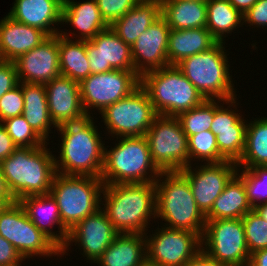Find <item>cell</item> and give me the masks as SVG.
Returning a JSON list of instances; mask_svg holds the SVG:
<instances>
[{"instance_id":"6da1fadb","label":"cell","mask_w":267,"mask_h":266,"mask_svg":"<svg viewBox=\"0 0 267 266\" xmlns=\"http://www.w3.org/2000/svg\"><path fill=\"white\" fill-rule=\"evenodd\" d=\"M91 118L57 127L62 143L54 159L56 173L101 178L105 143Z\"/></svg>"},{"instance_id":"7a4b0ae2","label":"cell","mask_w":267,"mask_h":266,"mask_svg":"<svg viewBox=\"0 0 267 266\" xmlns=\"http://www.w3.org/2000/svg\"><path fill=\"white\" fill-rule=\"evenodd\" d=\"M102 194V210L120 234H146L156 217L155 183L104 185Z\"/></svg>"},{"instance_id":"3957f363","label":"cell","mask_w":267,"mask_h":266,"mask_svg":"<svg viewBox=\"0 0 267 266\" xmlns=\"http://www.w3.org/2000/svg\"><path fill=\"white\" fill-rule=\"evenodd\" d=\"M46 142L40 147H17L0 161L1 173L16 201L31 196L50 193L56 174L55 157Z\"/></svg>"},{"instance_id":"277c9868","label":"cell","mask_w":267,"mask_h":266,"mask_svg":"<svg viewBox=\"0 0 267 266\" xmlns=\"http://www.w3.org/2000/svg\"><path fill=\"white\" fill-rule=\"evenodd\" d=\"M154 183L156 218L163 219L165 227L188 230L202 238L206 218L197 207L187 178L180 171H161Z\"/></svg>"},{"instance_id":"5b68a950","label":"cell","mask_w":267,"mask_h":266,"mask_svg":"<svg viewBox=\"0 0 267 266\" xmlns=\"http://www.w3.org/2000/svg\"><path fill=\"white\" fill-rule=\"evenodd\" d=\"M223 45L225 41L217 42L210 49L187 57L176 66L206 100L218 99L216 102L222 101L229 108H236L237 94L233 88L230 65Z\"/></svg>"},{"instance_id":"8992f818","label":"cell","mask_w":267,"mask_h":266,"mask_svg":"<svg viewBox=\"0 0 267 266\" xmlns=\"http://www.w3.org/2000/svg\"><path fill=\"white\" fill-rule=\"evenodd\" d=\"M120 138L114 148L104 147L103 184L154 183L161 171L152 162L146 137Z\"/></svg>"},{"instance_id":"52a82bcc","label":"cell","mask_w":267,"mask_h":266,"mask_svg":"<svg viewBox=\"0 0 267 266\" xmlns=\"http://www.w3.org/2000/svg\"><path fill=\"white\" fill-rule=\"evenodd\" d=\"M140 86L159 115L177 117L206 100L176 65L144 73Z\"/></svg>"},{"instance_id":"ba28073f","label":"cell","mask_w":267,"mask_h":266,"mask_svg":"<svg viewBox=\"0 0 267 266\" xmlns=\"http://www.w3.org/2000/svg\"><path fill=\"white\" fill-rule=\"evenodd\" d=\"M104 184L92 176L56 173L50 194L55 198L62 224L70 231L78 222L101 207Z\"/></svg>"},{"instance_id":"9c48e42d","label":"cell","mask_w":267,"mask_h":266,"mask_svg":"<svg viewBox=\"0 0 267 266\" xmlns=\"http://www.w3.org/2000/svg\"><path fill=\"white\" fill-rule=\"evenodd\" d=\"M145 137L152 162L160 171H181L192 165L188 137L176 117L158 114Z\"/></svg>"},{"instance_id":"30bf717a","label":"cell","mask_w":267,"mask_h":266,"mask_svg":"<svg viewBox=\"0 0 267 266\" xmlns=\"http://www.w3.org/2000/svg\"><path fill=\"white\" fill-rule=\"evenodd\" d=\"M100 114L107 131L119 139L145 136L158 115L147 92L141 86L129 96L106 107Z\"/></svg>"},{"instance_id":"8fae6325","label":"cell","mask_w":267,"mask_h":266,"mask_svg":"<svg viewBox=\"0 0 267 266\" xmlns=\"http://www.w3.org/2000/svg\"><path fill=\"white\" fill-rule=\"evenodd\" d=\"M0 236L12 243L23 259L61 255V250L28 218L19 201L0 213Z\"/></svg>"},{"instance_id":"7c38bea8","label":"cell","mask_w":267,"mask_h":266,"mask_svg":"<svg viewBox=\"0 0 267 266\" xmlns=\"http://www.w3.org/2000/svg\"><path fill=\"white\" fill-rule=\"evenodd\" d=\"M201 244L205 254L221 263L229 266L249 264L250 252L242 219L206 220Z\"/></svg>"},{"instance_id":"4fadbf2b","label":"cell","mask_w":267,"mask_h":266,"mask_svg":"<svg viewBox=\"0 0 267 266\" xmlns=\"http://www.w3.org/2000/svg\"><path fill=\"white\" fill-rule=\"evenodd\" d=\"M140 86V76L135 71L114 69L90 74L79 82L81 103L87 116L89 108L101 113L106 107L129 96Z\"/></svg>"},{"instance_id":"5bb4252c","label":"cell","mask_w":267,"mask_h":266,"mask_svg":"<svg viewBox=\"0 0 267 266\" xmlns=\"http://www.w3.org/2000/svg\"><path fill=\"white\" fill-rule=\"evenodd\" d=\"M146 238V258L160 266H184L201 250V237L188 230L161 227ZM149 237V238H148Z\"/></svg>"},{"instance_id":"9a60e30c","label":"cell","mask_w":267,"mask_h":266,"mask_svg":"<svg viewBox=\"0 0 267 266\" xmlns=\"http://www.w3.org/2000/svg\"><path fill=\"white\" fill-rule=\"evenodd\" d=\"M183 168L180 172L187 178L197 207L206 216L226 184L237 173L236 162L205 163L199 168Z\"/></svg>"},{"instance_id":"2e32d148","label":"cell","mask_w":267,"mask_h":266,"mask_svg":"<svg viewBox=\"0 0 267 266\" xmlns=\"http://www.w3.org/2000/svg\"><path fill=\"white\" fill-rule=\"evenodd\" d=\"M120 233L108 220L106 213L100 208L97 212L87 216L78 222L68 234L65 247L61 250V255L69 251L68 247L75 242L79 249H83V256L92 263L103 254L114 239Z\"/></svg>"},{"instance_id":"e0dca14e","label":"cell","mask_w":267,"mask_h":266,"mask_svg":"<svg viewBox=\"0 0 267 266\" xmlns=\"http://www.w3.org/2000/svg\"><path fill=\"white\" fill-rule=\"evenodd\" d=\"M90 74L114 69L134 71L131 46L126 44L109 26L86 41Z\"/></svg>"},{"instance_id":"ac0fdd59","label":"cell","mask_w":267,"mask_h":266,"mask_svg":"<svg viewBox=\"0 0 267 266\" xmlns=\"http://www.w3.org/2000/svg\"><path fill=\"white\" fill-rule=\"evenodd\" d=\"M13 62L19 82L45 85L61 75L58 35L49 36L40 45Z\"/></svg>"},{"instance_id":"d6986e66","label":"cell","mask_w":267,"mask_h":266,"mask_svg":"<svg viewBox=\"0 0 267 266\" xmlns=\"http://www.w3.org/2000/svg\"><path fill=\"white\" fill-rule=\"evenodd\" d=\"M170 30L166 20L160 16L131 45L134 71L140 77L148 71L169 65L167 49Z\"/></svg>"},{"instance_id":"ffe728a7","label":"cell","mask_w":267,"mask_h":266,"mask_svg":"<svg viewBox=\"0 0 267 266\" xmlns=\"http://www.w3.org/2000/svg\"><path fill=\"white\" fill-rule=\"evenodd\" d=\"M45 88L49 115L56 128L87 117L81 103L79 82L59 75L47 82Z\"/></svg>"},{"instance_id":"44dd1931","label":"cell","mask_w":267,"mask_h":266,"mask_svg":"<svg viewBox=\"0 0 267 266\" xmlns=\"http://www.w3.org/2000/svg\"><path fill=\"white\" fill-rule=\"evenodd\" d=\"M214 100V119L210 131L216 135L219 153L228 161L238 162L245 149L246 120L240 113L224 108ZM240 114V115H239Z\"/></svg>"},{"instance_id":"7402d4cb","label":"cell","mask_w":267,"mask_h":266,"mask_svg":"<svg viewBox=\"0 0 267 266\" xmlns=\"http://www.w3.org/2000/svg\"><path fill=\"white\" fill-rule=\"evenodd\" d=\"M19 202L32 223L62 250L66 245L69 230L61 222L55 198L50 193H47L27 196L20 199ZM56 224L59 225L58 234L51 229Z\"/></svg>"},{"instance_id":"603a6c76","label":"cell","mask_w":267,"mask_h":266,"mask_svg":"<svg viewBox=\"0 0 267 266\" xmlns=\"http://www.w3.org/2000/svg\"><path fill=\"white\" fill-rule=\"evenodd\" d=\"M63 3L64 0H15L8 16L17 22L40 29L48 36L58 35L60 31L54 24L62 23Z\"/></svg>"},{"instance_id":"cb8c5ba5","label":"cell","mask_w":267,"mask_h":266,"mask_svg":"<svg viewBox=\"0 0 267 266\" xmlns=\"http://www.w3.org/2000/svg\"><path fill=\"white\" fill-rule=\"evenodd\" d=\"M48 37L44 31L17 22L6 15L0 20V60L15 61Z\"/></svg>"},{"instance_id":"d4e9b609","label":"cell","mask_w":267,"mask_h":266,"mask_svg":"<svg viewBox=\"0 0 267 266\" xmlns=\"http://www.w3.org/2000/svg\"><path fill=\"white\" fill-rule=\"evenodd\" d=\"M161 16L160 0H140L123 17L115 20L111 29L130 46Z\"/></svg>"},{"instance_id":"484cf974","label":"cell","mask_w":267,"mask_h":266,"mask_svg":"<svg viewBox=\"0 0 267 266\" xmlns=\"http://www.w3.org/2000/svg\"><path fill=\"white\" fill-rule=\"evenodd\" d=\"M63 23H69L72 27L79 30V40L83 41L91 40L99 32L109 27L101 16L96 0H87L83 3H78L74 0H64L62 7Z\"/></svg>"},{"instance_id":"4316f807","label":"cell","mask_w":267,"mask_h":266,"mask_svg":"<svg viewBox=\"0 0 267 266\" xmlns=\"http://www.w3.org/2000/svg\"><path fill=\"white\" fill-rule=\"evenodd\" d=\"M218 41L206 27L171 29L168 41V64L177 65L183 59L213 47Z\"/></svg>"},{"instance_id":"83f0119b","label":"cell","mask_w":267,"mask_h":266,"mask_svg":"<svg viewBox=\"0 0 267 266\" xmlns=\"http://www.w3.org/2000/svg\"><path fill=\"white\" fill-rule=\"evenodd\" d=\"M146 258L145 234H119L95 261L99 266H138Z\"/></svg>"},{"instance_id":"f1b7e54d","label":"cell","mask_w":267,"mask_h":266,"mask_svg":"<svg viewBox=\"0 0 267 266\" xmlns=\"http://www.w3.org/2000/svg\"><path fill=\"white\" fill-rule=\"evenodd\" d=\"M252 209L243 179L236 173L214 201L205 218L206 220L242 219Z\"/></svg>"},{"instance_id":"f546056e","label":"cell","mask_w":267,"mask_h":266,"mask_svg":"<svg viewBox=\"0 0 267 266\" xmlns=\"http://www.w3.org/2000/svg\"><path fill=\"white\" fill-rule=\"evenodd\" d=\"M24 109L22 115L31 128L45 141L54 124L48 111L46 88L44 84L22 82Z\"/></svg>"},{"instance_id":"4dcf8cb0","label":"cell","mask_w":267,"mask_h":266,"mask_svg":"<svg viewBox=\"0 0 267 266\" xmlns=\"http://www.w3.org/2000/svg\"><path fill=\"white\" fill-rule=\"evenodd\" d=\"M161 16L170 29L185 30L206 27L207 3L185 0H160Z\"/></svg>"},{"instance_id":"1f68e13d","label":"cell","mask_w":267,"mask_h":266,"mask_svg":"<svg viewBox=\"0 0 267 266\" xmlns=\"http://www.w3.org/2000/svg\"><path fill=\"white\" fill-rule=\"evenodd\" d=\"M58 34L60 73L72 80L80 82L90 75L86 41L69 38L67 32ZM64 34H63V33Z\"/></svg>"},{"instance_id":"d6a6232c","label":"cell","mask_w":267,"mask_h":266,"mask_svg":"<svg viewBox=\"0 0 267 266\" xmlns=\"http://www.w3.org/2000/svg\"><path fill=\"white\" fill-rule=\"evenodd\" d=\"M243 21V14L228 0H209L207 2L206 28L218 42H223L226 34L232 33L233 30L244 25Z\"/></svg>"},{"instance_id":"836d02e7","label":"cell","mask_w":267,"mask_h":266,"mask_svg":"<svg viewBox=\"0 0 267 266\" xmlns=\"http://www.w3.org/2000/svg\"><path fill=\"white\" fill-rule=\"evenodd\" d=\"M240 169L267 166V117L250 121L246 127L245 149L236 163Z\"/></svg>"},{"instance_id":"e575fe53","label":"cell","mask_w":267,"mask_h":266,"mask_svg":"<svg viewBox=\"0 0 267 266\" xmlns=\"http://www.w3.org/2000/svg\"><path fill=\"white\" fill-rule=\"evenodd\" d=\"M176 118L187 137L210 130L214 119V100H205L201 105L179 114Z\"/></svg>"},{"instance_id":"d590c367","label":"cell","mask_w":267,"mask_h":266,"mask_svg":"<svg viewBox=\"0 0 267 266\" xmlns=\"http://www.w3.org/2000/svg\"><path fill=\"white\" fill-rule=\"evenodd\" d=\"M238 172H240L239 169H237V174L243 179L247 199L252 208L267 203V166L242 168V173Z\"/></svg>"},{"instance_id":"8d00e7d4","label":"cell","mask_w":267,"mask_h":266,"mask_svg":"<svg viewBox=\"0 0 267 266\" xmlns=\"http://www.w3.org/2000/svg\"><path fill=\"white\" fill-rule=\"evenodd\" d=\"M188 152L190 162L193 158L194 160L197 158L199 161L206 160V163H220L226 160L219 153L216 135L210 130L188 137Z\"/></svg>"},{"instance_id":"74e56055","label":"cell","mask_w":267,"mask_h":266,"mask_svg":"<svg viewBox=\"0 0 267 266\" xmlns=\"http://www.w3.org/2000/svg\"><path fill=\"white\" fill-rule=\"evenodd\" d=\"M17 147H40L46 142L31 128L24 116L18 115L1 123Z\"/></svg>"},{"instance_id":"f35d334b","label":"cell","mask_w":267,"mask_h":266,"mask_svg":"<svg viewBox=\"0 0 267 266\" xmlns=\"http://www.w3.org/2000/svg\"><path fill=\"white\" fill-rule=\"evenodd\" d=\"M242 223L250 254L267 248V222L252 209L243 218Z\"/></svg>"},{"instance_id":"ab89813d","label":"cell","mask_w":267,"mask_h":266,"mask_svg":"<svg viewBox=\"0 0 267 266\" xmlns=\"http://www.w3.org/2000/svg\"><path fill=\"white\" fill-rule=\"evenodd\" d=\"M24 109V97L22 91V82H19L10 91L6 92L0 98V123L3 121L21 115Z\"/></svg>"},{"instance_id":"60d3db41","label":"cell","mask_w":267,"mask_h":266,"mask_svg":"<svg viewBox=\"0 0 267 266\" xmlns=\"http://www.w3.org/2000/svg\"><path fill=\"white\" fill-rule=\"evenodd\" d=\"M140 0H96L102 18L110 26L123 17Z\"/></svg>"},{"instance_id":"b9f144b4","label":"cell","mask_w":267,"mask_h":266,"mask_svg":"<svg viewBox=\"0 0 267 266\" xmlns=\"http://www.w3.org/2000/svg\"><path fill=\"white\" fill-rule=\"evenodd\" d=\"M19 84L13 61L0 60V98Z\"/></svg>"},{"instance_id":"7bdbcfd3","label":"cell","mask_w":267,"mask_h":266,"mask_svg":"<svg viewBox=\"0 0 267 266\" xmlns=\"http://www.w3.org/2000/svg\"><path fill=\"white\" fill-rule=\"evenodd\" d=\"M243 16L244 24H249L250 27L267 26V0H258Z\"/></svg>"},{"instance_id":"ee69618b","label":"cell","mask_w":267,"mask_h":266,"mask_svg":"<svg viewBox=\"0 0 267 266\" xmlns=\"http://www.w3.org/2000/svg\"><path fill=\"white\" fill-rule=\"evenodd\" d=\"M23 260L12 243L0 236V266H20Z\"/></svg>"},{"instance_id":"f6af8a7d","label":"cell","mask_w":267,"mask_h":266,"mask_svg":"<svg viewBox=\"0 0 267 266\" xmlns=\"http://www.w3.org/2000/svg\"><path fill=\"white\" fill-rule=\"evenodd\" d=\"M16 148L17 146L13 143L7 130L0 123V161L7 158Z\"/></svg>"},{"instance_id":"bcb514c9","label":"cell","mask_w":267,"mask_h":266,"mask_svg":"<svg viewBox=\"0 0 267 266\" xmlns=\"http://www.w3.org/2000/svg\"><path fill=\"white\" fill-rule=\"evenodd\" d=\"M184 266H229L217 260L210 258L202 250L192 259H190Z\"/></svg>"},{"instance_id":"7dc6e473","label":"cell","mask_w":267,"mask_h":266,"mask_svg":"<svg viewBox=\"0 0 267 266\" xmlns=\"http://www.w3.org/2000/svg\"><path fill=\"white\" fill-rule=\"evenodd\" d=\"M248 266H267V248L250 254Z\"/></svg>"},{"instance_id":"c3c4849f","label":"cell","mask_w":267,"mask_h":266,"mask_svg":"<svg viewBox=\"0 0 267 266\" xmlns=\"http://www.w3.org/2000/svg\"><path fill=\"white\" fill-rule=\"evenodd\" d=\"M228 2L244 15L258 0H228Z\"/></svg>"},{"instance_id":"681fc988","label":"cell","mask_w":267,"mask_h":266,"mask_svg":"<svg viewBox=\"0 0 267 266\" xmlns=\"http://www.w3.org/2000/svg\"><path fill=\"white\" fill-rule=\"evenodd\" d=\"M0 197H13L6 185L5 178L0 169Z\"/></svg>"},{"instance_id":"f907efd6","label":"cell","mask_w":267,"mask_h":266,"mask_svg":"<svg viewBox=\"0 0 267 266\" xmlns=\"http://www.w3.org/2000/svg\"><path fill=\"white\" fill-rule=\"evenodd\" d=\"M253 209L259 214L262 219L267 222V203L260 204Z\"/></svg>"},{"instance_id":"816d5d0a","label":"cell","mask_w":267,"mask_h":266,"mask_svg":"<svg viewBox=\"0 0 267 266\" xmlns=\"http://www.w3.org/2000/svg\"><path fill=\"white\" fill-rule=\"evenodd\" d=\"M16 200L13 197H0V213Z\"/></svg>"},{"instance_id":"f5cc1de1","label":"cell","mask_w":267,"mask_h":266,"mask_svg":"<svg viewBox=\"0 0 267 266\" xmlns=\"http://www.w3.org/2000/svg\"><path fill=\"white\" fill-rule=\"evenodd\" d=\"M138 266H160V265L145 258Z\"/></svg>"},{"instance_id":"db71d44e","label":"cell","mask_w":267,"mask_h":266,"mask_svg":"<svg viewBox=\"0 0 267 266\" xmlns=\"http://www.w3.org/2000/svg\"><path fill=\"white\" fill-rule=\"evenodd\" d=\"M185 1H188V2L199 1V2H205V3H207L209 0H185Z\"/></svg>"}]
</instances>
